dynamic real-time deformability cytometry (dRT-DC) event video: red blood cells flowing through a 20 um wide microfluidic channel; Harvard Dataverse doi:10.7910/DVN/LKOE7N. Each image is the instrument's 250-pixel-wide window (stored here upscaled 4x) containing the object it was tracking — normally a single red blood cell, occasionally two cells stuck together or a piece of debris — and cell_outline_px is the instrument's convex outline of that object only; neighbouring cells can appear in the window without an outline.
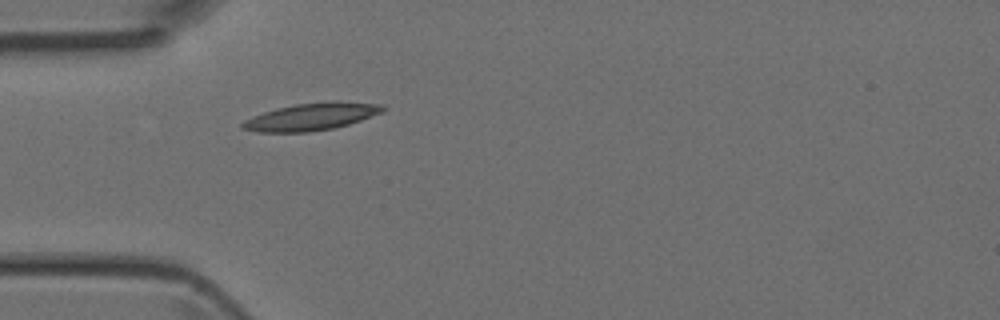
{"species": "Egyptian fruit bat (a non-hibernating species)", "species_latin": "Rousettus aegyptiacus", "temperature_condition": "room temperature", "stored_images_in_passage": 34, "camera_frame_rate_fps": 3000, "um_per_image_px": 0.085, "animal": {"sex": "female"}, "frame": {"image": 1, "passage_image": 1, "time_ms": 0.0, "image_size_px": [1000, 320], "cell_outline_px": [[388, 108], [384, 112], [348, 124], [332, 128], [308, 132], [256, 132], [240, 128], [240, 124], [244, 120], [252, 116], [276, 108], [296, 104], [332, 100], [336, 100], [384, 104]], "centroid_in_image_um": [26.5, 9.9], "position_along_channel_um": 58.5, "area_um2": 22.66}}
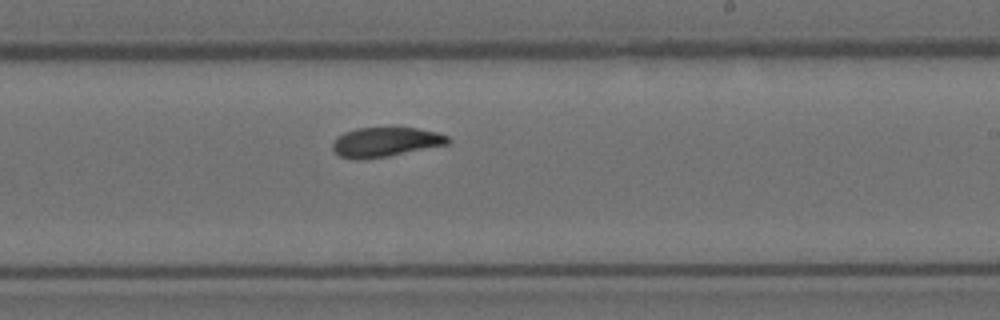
{"frame": {"image": 2, "passage_image": 15, "time_ms": 4.667, "image_size_px": [1000, 320], "cell_outline_px": [[452, 140], [448, 144], [388, 156], [356, 160], [340, 156], [332, 148], [332, 144], [336, 136], [344, 132], [356, 128], [416, 128], [440, 132], [448, 136]], "centroid_in_image_um": [32.77, 12.06], "position_along_channel_um": 256.2, "area_um2": 19.88}}
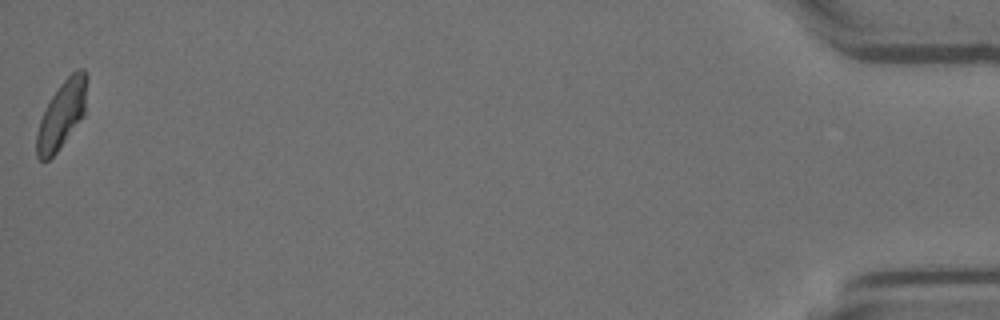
{"frame": {"image": 3, "passage_image": 34, "time_ms": 11.0, "image_size_px": [1000, 320], "cell_outline_px": [[88, 80], [84, 116], [60, 148], [48, 160], [40, 160], [36, 156], [36, 132], [40, 120], [52, 96], [60, 84], [76, 68], [84, 68], [88, 76]], "centroid_in_image_um": [5.28, 9.71], "position_along_channel_um": 429.9, "area_um2": 19.88}}